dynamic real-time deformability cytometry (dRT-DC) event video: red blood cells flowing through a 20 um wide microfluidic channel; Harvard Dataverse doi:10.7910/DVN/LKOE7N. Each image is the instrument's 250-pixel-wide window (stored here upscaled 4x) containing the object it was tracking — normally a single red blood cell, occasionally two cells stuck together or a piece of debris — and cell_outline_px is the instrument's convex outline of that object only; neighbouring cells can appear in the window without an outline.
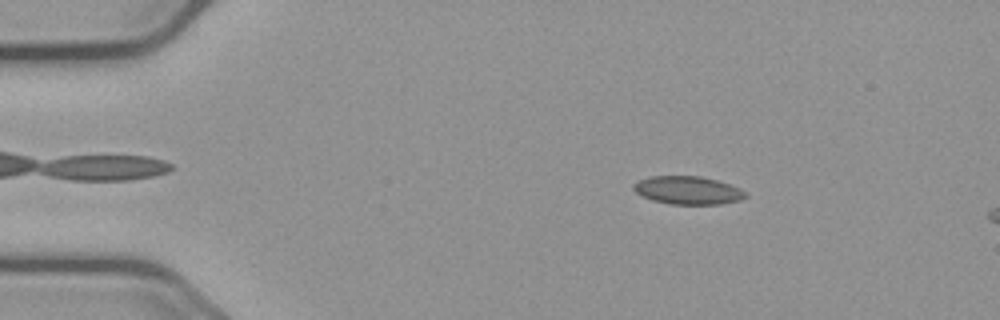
{"species": "common noctule bat (a hibernating species)", "species_latin": "Nyctalus noctula", "temperature_condition": "cold", "stored_images_in_passage": 15, "camera_frame_rate_fps": 3000, "um_per_image_px": 0.085, "animal": {"sex": "male", "body_mass_g": 23.1, "forearm_length_mm": 52.7}, "frame": {"image": 1, "passage_image": 9, "time_ms": 2.667, "image_size_px": [1000, 320], "cell_outline_px": [[748, 196], [740, 200], [720, 204], [672, 204], [652, 200], [636, 192], [632, 188], [632, 184], [640, 180], [652, 176], [700, 176], [716, 180], [740, 188], [748, 192]], "centroid_in_image_um": [58.5, 16.17], "position_along_channel_um": 26.5, "area_um2": 18.26}}